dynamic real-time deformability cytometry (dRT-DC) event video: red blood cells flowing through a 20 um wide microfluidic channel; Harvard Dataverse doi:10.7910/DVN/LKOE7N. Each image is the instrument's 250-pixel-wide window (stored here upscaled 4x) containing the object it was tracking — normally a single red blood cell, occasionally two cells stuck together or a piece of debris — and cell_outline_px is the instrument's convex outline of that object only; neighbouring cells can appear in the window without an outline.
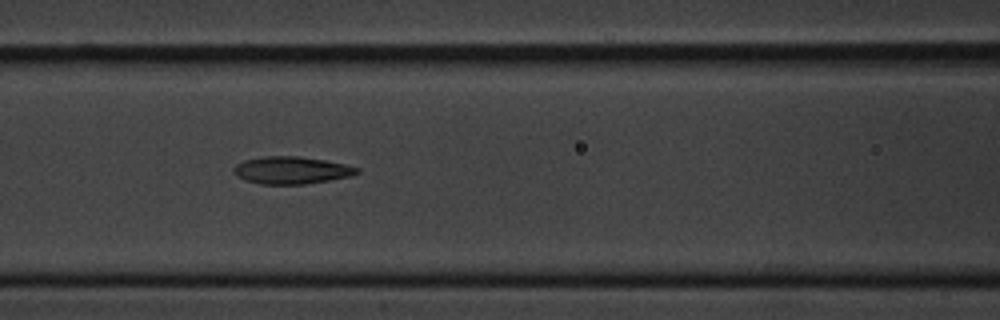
{"species": "common noctule bat (a hibernating species)", "species_latin": "Nyctalus noctula", "temperature_condition": "cold", "stored_images_in_passage": 8, "camera_frame_rate_fps": 3000, "um_per_image_px": 0.085, "animal": {"sex": "male", "body_mass_g": 20.1, "forearm_length_mm": 53.5}, "frame": {"image": 1, "passage_image": 7, "time_ms": 6.667, "image_size_px": [1000, 320], "cell_outline_px": [[360, 172], [352, 176], [304, 184], [260, 184], [236, 176], [232, 168], [236, 164], [244, 160], [264, 156], [300, 156], [324, 160], [344, 164], [360, 168]], "centroid_in_image_um": [24.78, 14.46], "position_along_channel_um": 141.8, "area_um2": 19.59}}
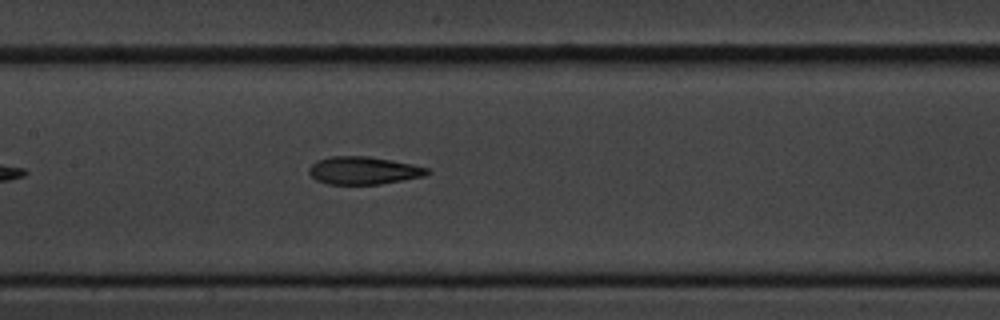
{"frame": {"image": 2, "passage_image": 8, "time_ms": 7.667, "image_size_px": [1000, 320], "cell_outline_px": [[432, 172], [424, 176], [380, 184], [328, 184], [316, 180], [308, 172], [308, 168], [316, 160], [332, 156], [368, 156], [392, 160], [412, 164], [428, 168]], "centroid_in_image_um": [30.89, 14.49], "position_along_channel_um": 176.5, "area_um2": 19.13}}